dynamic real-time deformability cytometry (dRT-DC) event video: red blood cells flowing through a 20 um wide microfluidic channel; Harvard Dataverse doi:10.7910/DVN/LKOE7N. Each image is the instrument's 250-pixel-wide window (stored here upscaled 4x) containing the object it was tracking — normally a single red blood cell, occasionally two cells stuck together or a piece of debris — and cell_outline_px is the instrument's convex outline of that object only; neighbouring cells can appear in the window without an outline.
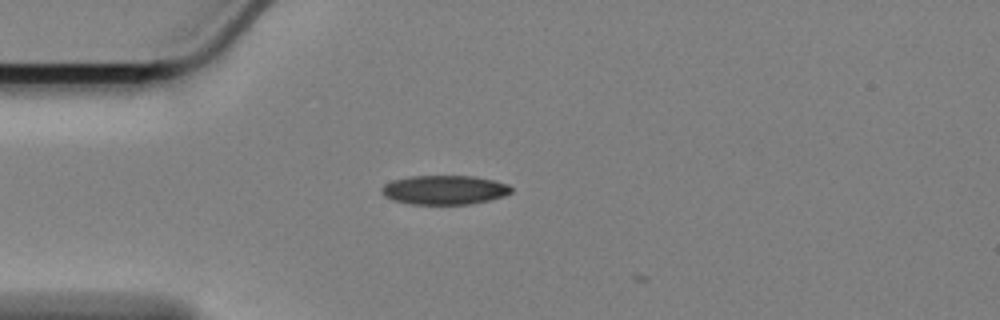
{"species": "Egyptian fruit bat (a non-hibernating species)", "species_latin": "Rousettus aegyptiacus", "temperature_condition": "cold", "stored_images_in_passage": 3, "camera_frame_rate_fps": 3000, "um_per_image_px": 0.085, "animal": {"sex": "female"}, "frame": {"image": 1, "passage_image": 1, "time_ms": 0.0, "image_size_px": [1000, 320], "cell_outline_px": [[512, 192], [504, 196], [488, 200], [468, 204], [412, 204], [392, 200], [384, 196], [380, 192], [380, 188], [384, 184], [392, 180], [408, 176], [476, 176], [496, 180], [508, 184], [512, 188]], "centroid_in_image_um": [37.76, 16.13], "position_along_channel_um": 47.2, "area_um2": 22.25}}